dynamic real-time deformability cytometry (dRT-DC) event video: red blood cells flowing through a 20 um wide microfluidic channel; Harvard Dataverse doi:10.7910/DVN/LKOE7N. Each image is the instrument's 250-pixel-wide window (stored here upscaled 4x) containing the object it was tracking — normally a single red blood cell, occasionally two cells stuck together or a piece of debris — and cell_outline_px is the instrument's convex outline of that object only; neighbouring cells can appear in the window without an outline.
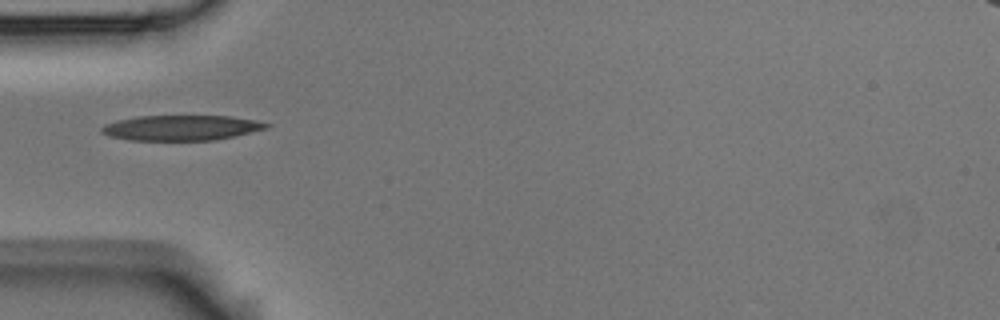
{"species": "Egyptian fruit bat (a non-hibernating species)", "species_latin": "Rousettus aegyptiacus", "temperature_condition": "room temperature", "stored_images_in_passage": 2, "camera_frame_rate_fps": 3000, "um_per_image_px": 0.085, "animal": {"sex": "male"}, "frame": {"image": 1, "passage_image": 2, "time_ms": 0.333, "image_size_px": [1000, 320], "cell_outline_px": [[272, 124], [268, 128], [216, 140], [132, 140], [108, 136], [100, 132], [100, 128], [104, 124], [116, 120], [136, 116], [232, 116], [256, 120]], "centroid_in_image_um": [15.39, 10.85], "position_along_channel_um": 69.6, "area_um2": 24.33}}